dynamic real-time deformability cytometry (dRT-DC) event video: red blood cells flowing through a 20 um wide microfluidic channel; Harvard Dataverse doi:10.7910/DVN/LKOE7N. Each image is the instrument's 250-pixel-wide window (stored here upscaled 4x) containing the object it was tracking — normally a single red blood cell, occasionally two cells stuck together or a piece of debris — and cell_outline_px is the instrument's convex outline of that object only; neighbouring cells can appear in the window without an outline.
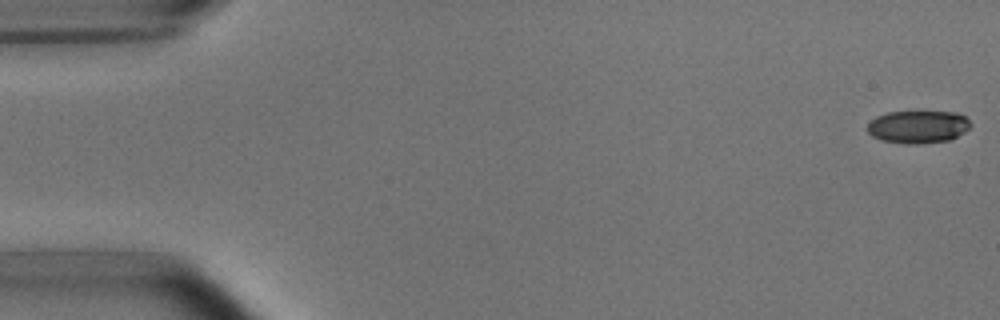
{"species": "common noctule bat (a hibernating species)", "species_latin": "Nyctalus noctula", "temperature_condition": "room temperature", "stored_images_in_passage": 7, "camera_frame_rate_fps": 3000, "um_per_image_px": 0.085, "animal": {"sex": "male", "body_mass_g": 15.6}, "frame": {"image": 1, "passage_image": 1, "time_ms": 0.0, "image_size_px": [1000, 320], "cell_outline_px": [[972, 124], [964, 132], [948, 140], [920, 144], [908, 144], [880, 140], [872, 136], [868, 132], [868, 124], [876, 116], [888, 112], [956, 112], [964, 116]], "centroid_in_image_um": [78.02, 10.78], "position_along_channel_um": 7.0, "area_um2": 19.54}}
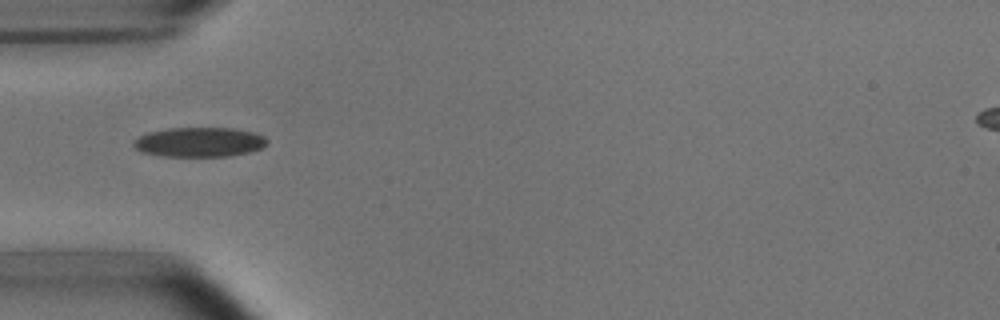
{"frame": {"image": 2, "passage_image": 5, "time_ms": 5.333, "image_size_px": [1000, 320], "cell_outline_px": [[268, 144], [264, 148], [248, 152], [228, 156], [160, 156], [144, 152], [136, 148], [132, 144], [132, 140], [148, 132], [168, 128], [232, 128], [252, 132], [264, 136], [268, 140]], "centroid_in_image_um": [16.96, 12.08], "position_along_channel_um": 68.0, "area_um2": 23.06}}
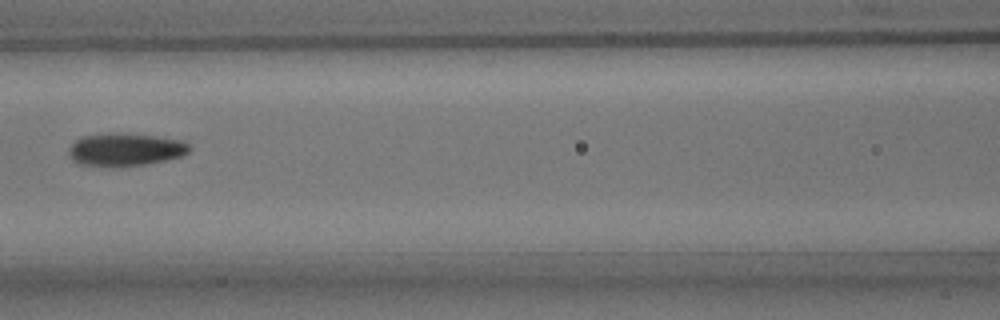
{"frame": {"image": 3, "passage_image": 7, "time_ms": 7.667, "image_size_px": [1000, 320], "cell_outline_px": [[192, 148], [188, 152], [180, 156], [168, 160], [144, 164], [116, 168], [112, 168], [80, 164], [72, 160], [68, 152], [72, 144], [76, 140], [84, 136], [156, 136], [184, 140]], "centroid_in_image_um": [10.69, 12.78], "position_along_channel_um": 155.9, "area_um2": 22.37}}